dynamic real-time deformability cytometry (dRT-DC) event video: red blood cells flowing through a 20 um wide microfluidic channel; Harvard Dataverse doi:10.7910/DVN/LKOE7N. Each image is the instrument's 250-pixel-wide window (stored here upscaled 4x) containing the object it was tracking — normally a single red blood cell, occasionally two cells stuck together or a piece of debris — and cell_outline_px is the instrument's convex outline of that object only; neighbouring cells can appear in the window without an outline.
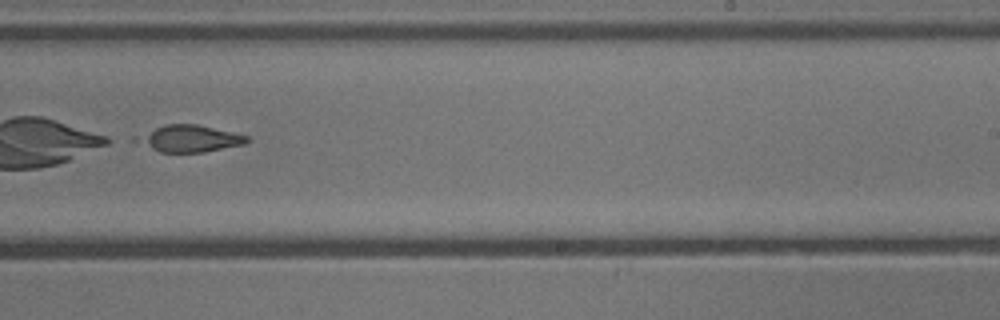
{"species": "common noctule bat (a hibernating species)", "species_latin": "Nyctalus noctula", "temperature_condition": "cold", "stored_images_in_passage": 48, "camera_frame_rate_fps": 3000, "um_per_image_px": 0.085, "animal": {"sex": "male", "body_mass_g": 13.3}, "frame": {"image": 1, "passage_image": 28, "time_ms": 9.0, "image_size_px": [1000, 320], "cell_outline_px": [[248, 140], [244, 144], [204, 152], [160, 152], [152, 148], [144, 140], [144, 136], [156, 128], [164, 124], [196, 124], [248, 136]], "centroid_in_image_um": [16.29, 11.78], "position_along_channel_um": 272.7, "area_um2": 15.95}}